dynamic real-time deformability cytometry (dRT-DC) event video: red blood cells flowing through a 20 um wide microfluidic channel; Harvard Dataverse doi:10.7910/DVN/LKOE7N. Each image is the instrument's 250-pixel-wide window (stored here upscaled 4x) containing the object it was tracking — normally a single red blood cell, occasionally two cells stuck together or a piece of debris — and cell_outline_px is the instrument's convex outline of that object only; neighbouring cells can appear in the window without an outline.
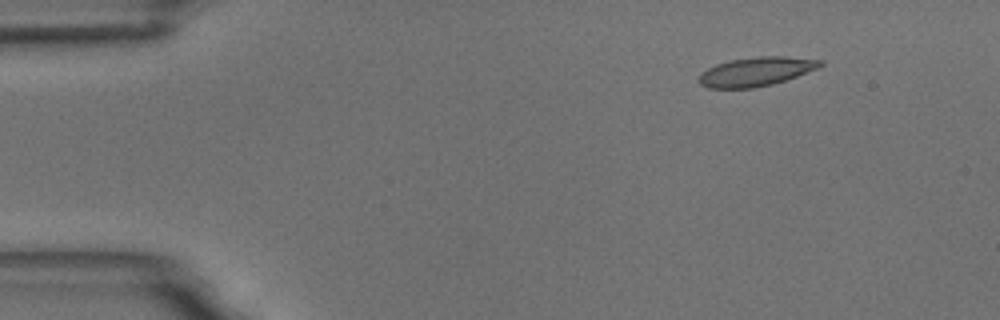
{"species": "common noctule bat (a hibernating species)", "species_latin": "Nyctalus noctula", "temperature_condition": "room temperature", "stored_images_in_passage": 6, "camera_frame_rate_fps": 3000, "um_per_image_px": 0.085, "animal": {"sex": "male", "body_mass_g": 18.8}, "frame": {"image": 1, "passage_image": 1, "time_ms": 0.0, "image_size_px": [1000, 320], "cell_outline_px": [[824, 64], [820, 68], [772, 84], [752, 88], [708, 88], [700, 84], [696, 80], [700, 72], [716, 64], [732, 60], [760, 56], [784, 56], [824, 60]], "centroid_in_image_um": [64.26, 6.08], "position_along_channel_um": 20.7, "area_um2": 20.58}}
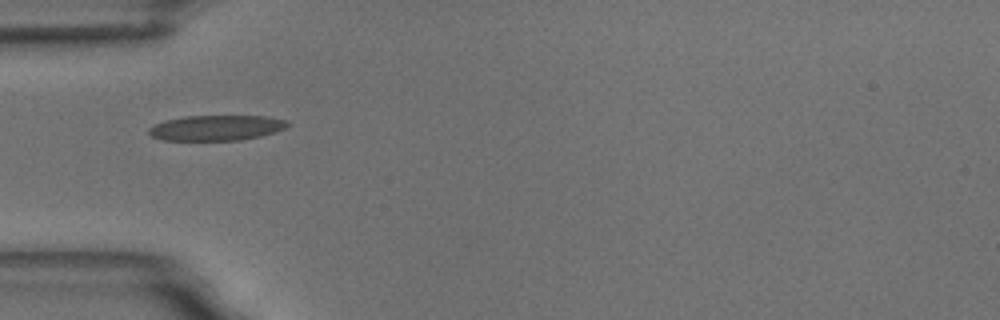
{"frame": {"image": 2, "passage_image": 4, "time_ms": 3.667, "image_size_px": [1000, 320], "cell_outline_px": [[288, 124], [284, 128], [260, 136], [240, 140], [160, 140], [152, 136], [148, 132], [148, 128], [152, 124], [164, 120], [184, 116], [268, 116], [288, 120]], "centroid_in_image_um": [18.32, 10.86], "position_along_channel_um": 66.7, "area_um2": 20.52}}
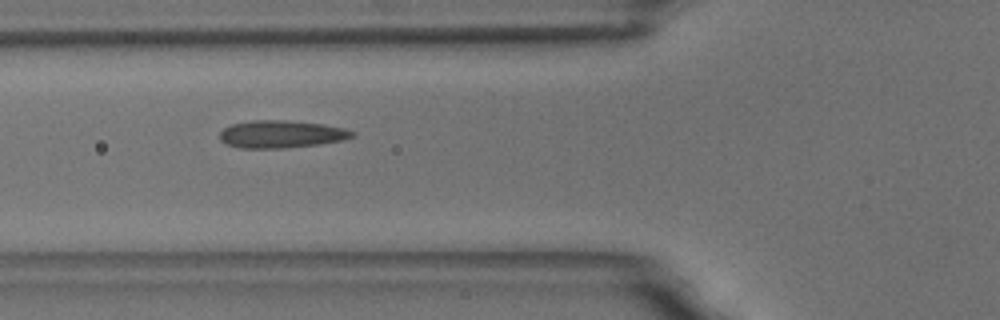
{"frame": {"image": 3, "passage_image": 5, "time_ms": 4.667, "image_size_px": [1000, 320], "cell_outline_px": [[356, 136], [340, 140], [316, 144], [284, 148], [240, 148], [224, 144], [220, 140], [220, 132], [224, 128], [232, 124], [252, 120], [288, 120], [324, 124], [344, 128], [356, 132]], "centroid_in_image_um": [23.88, 11.4], "position_along_channel_um": 101.9, "area_um2": 21.27}}